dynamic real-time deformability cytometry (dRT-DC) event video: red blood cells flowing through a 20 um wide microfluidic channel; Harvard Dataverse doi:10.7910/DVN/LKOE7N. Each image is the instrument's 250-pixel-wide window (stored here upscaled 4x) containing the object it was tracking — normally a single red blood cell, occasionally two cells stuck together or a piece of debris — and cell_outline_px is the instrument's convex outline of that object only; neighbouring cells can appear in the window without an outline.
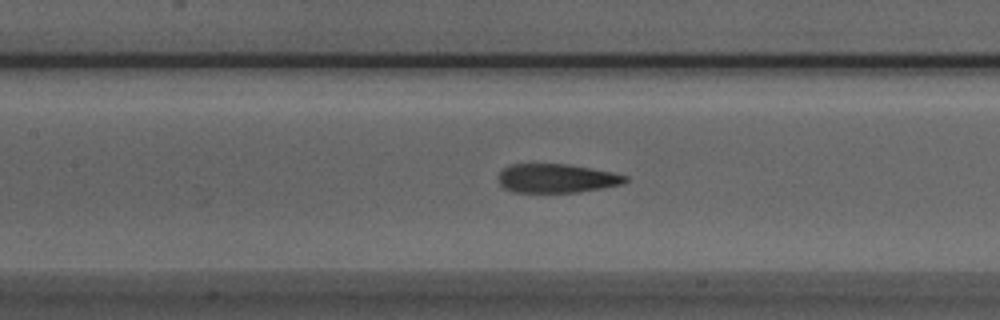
{"species": "Egyptian fruit bat (a non-hibernating species)", "species_latin": "Rousettus aegyptiacus", "temperature_condition": "room temperature", "stored_images_in_passage": 28, "camera_frame_rate_fps": 3000, "um_per_image_px": 0.085, "animal": {"sex": "male"}, "frame": {"image": 1, "passage_image": 9, "time_ms": 2.667, "image_size_px": [1000, 320], "cell_outline_px": [[628, 180], [620, 184], [580, 192], [512, 192], [504, 188], [500, 184], [500, 172], [504, 168], [512, 164], [568, 164], [612, 172], [628, 176]], "centroid_in_image_um": [47.31, 15.16], "position_along_channel_um": 160.1, "area_um2": 21.15}}
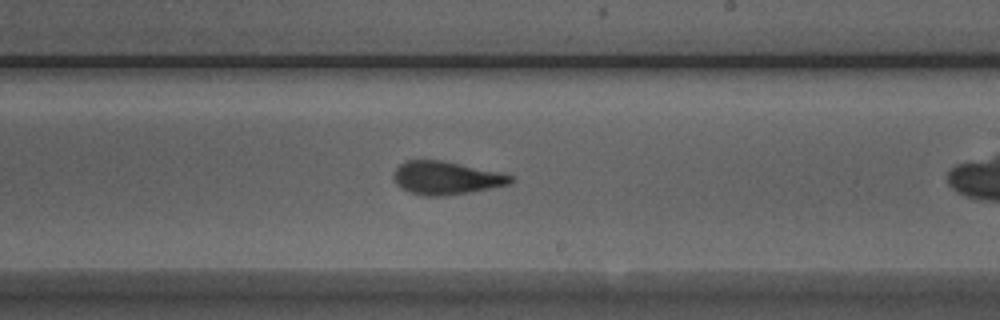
{"frame": {"image": 2, "passage_image": 16, "time_ms": 5.0, "image_size_px": [1000, 320], "cell_outline_px": [[512, 180], [508, 184], [472, 192], [444, 196], [420, 196], [408, 192], [400, 188], [396, 184], [392, 176], [396, 168], [400, 164], [408, 160], [440, 160], [496, 172], [512, 176]], "centroid_in_image_um": [37.82, 15.15], "position_along_channel_um": 251.2, "area_um2": 22.37}}
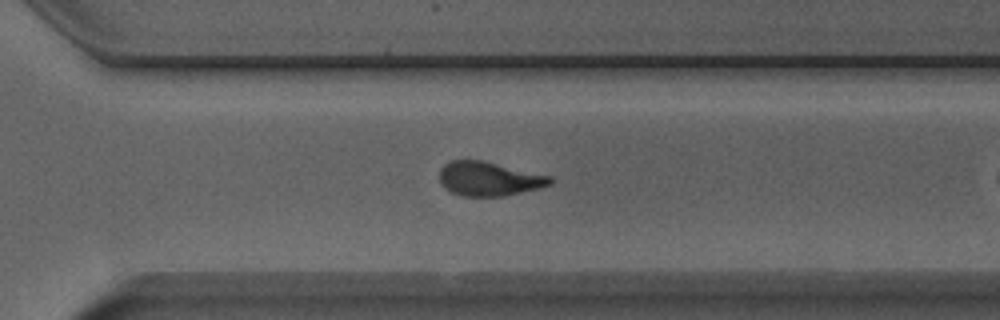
{"frame": {"image": 3, "passage_image": 22, "time_ms": 7.0, "image_size_px": [1000, 320], "cell_outline_px": [[552, 184], [540, 188], [504, 196], [460, 196], [444, 188], [440, 184], [440, 168], [444, 164], [452, 160], [484, 160], [552, 176]], "centroid_in_image_um": [41.57, 15.19], "position_along_channel_um": 329.0, "area_um2": 22.25}}